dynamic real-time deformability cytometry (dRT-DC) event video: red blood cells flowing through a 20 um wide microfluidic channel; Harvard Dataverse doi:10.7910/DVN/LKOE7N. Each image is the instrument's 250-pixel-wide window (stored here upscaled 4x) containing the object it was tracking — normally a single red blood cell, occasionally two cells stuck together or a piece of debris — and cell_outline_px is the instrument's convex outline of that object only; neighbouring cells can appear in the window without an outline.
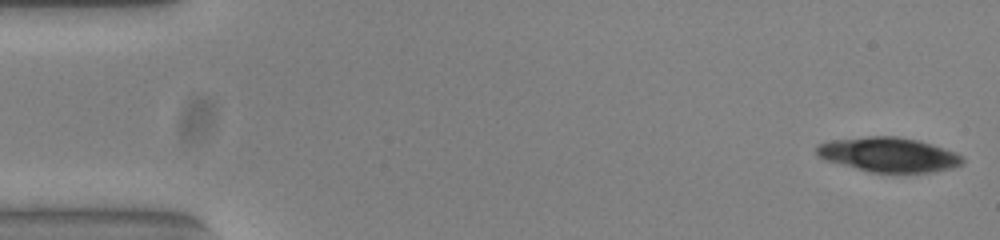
{"species": "common noctule bat (a hibernating species)", "species_latin": "Nyctalus noctula", "temperature_condition": "warm", "stored_images_in_passage": 33, "camera_frame_rate_fps": 3000, "um_per_image_px": 0.085, "animal": {"sex": "female", "body_mass_g": 23.0, "forearm_length_mm": 53.4}, "frame": {"image": 1, "passage_image": 1, "time_ms": 0.0, "image_size_px": [1000, 240], "cell_outline_px": [[964, 160], [960, 164], [948, 168], [928, 172], [872, 172], [828, 160], [820, 156], [816, 152], [816, 148], [820, 144], [832, 140], [868, 136], [896, 136], [916, 140], [956, 152]], "centroid_in_image_um": [75.53, 13.13], "position_along_channel_um": 9.5, "area_um2": 28.5}}
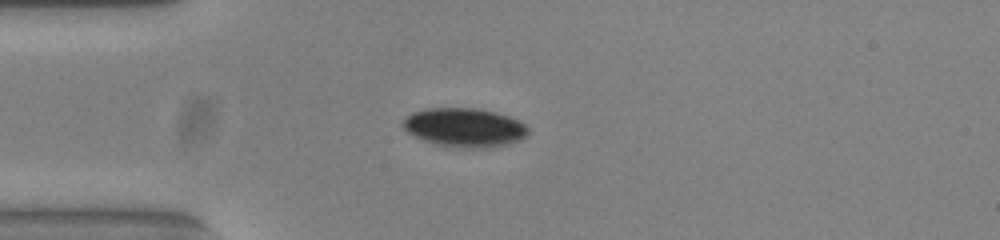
{"frame": {"image": 2, "passage_image": 14, "time_ms": 4.333, "image_size_px": [1000, 240], "cell_outline_px": [[528, 132], [524, 136], [516, 140], [504, 144], [472, 148], [436, 144], [424, 140], [408, 132], [400, 124], [412, 112], [428, 108], [476, 108], [496, 112], [520, 120], [528, 128]], "centroid_in_image_um": [39.45, 10.8], "position_along_channel_um": 45.5, "area_um2": 27.74}}